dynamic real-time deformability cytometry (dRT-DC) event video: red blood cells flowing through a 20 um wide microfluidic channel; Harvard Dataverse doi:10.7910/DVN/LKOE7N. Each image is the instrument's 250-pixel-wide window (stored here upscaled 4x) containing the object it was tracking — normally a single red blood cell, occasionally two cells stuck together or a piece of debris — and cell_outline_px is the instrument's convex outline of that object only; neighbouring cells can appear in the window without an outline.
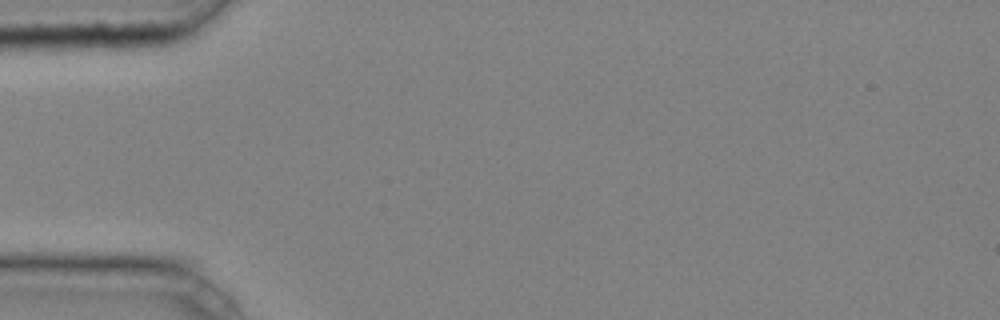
{"species": "common noctule bat (a hibernating species)", "species_latin": "Nyctalus noctula", "temperature_condition": "cold", "stored_images_in_passage": 4, "camera_frame_rate_fps": 3000, "um_per_image_px": 0.085, "animal": {"sex": "male", "body_mass_g": 20.4}, "frame": {"image": 1, "passage_image": 1, "time_ms": 0.0, "image_size_px": [1000, 320], "cell_outline_px": [[144, 88], [132, 92], [108, 96], [64, 100], [28, 96], [20, 92], [28, 88], [56, 84], [136, 84]], "centroid_in_image_um": [6.77, 7.72], "position_along_channel_um": 78.2, "area_um2": 10.06}}